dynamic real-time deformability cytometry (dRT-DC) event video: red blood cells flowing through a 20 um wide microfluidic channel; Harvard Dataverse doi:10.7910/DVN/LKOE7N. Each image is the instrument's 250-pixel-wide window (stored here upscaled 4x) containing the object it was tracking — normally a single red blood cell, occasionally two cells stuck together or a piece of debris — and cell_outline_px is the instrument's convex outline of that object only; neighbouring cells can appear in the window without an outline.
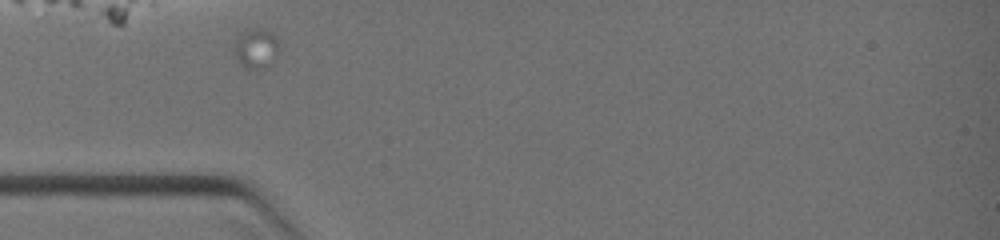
{"species": "common noctule bat (a hibernating species)", "species_latin": "Nyctalus noctula", "temperature_condition": "warm", "stored_images_in_passage": 4, "camera_frame_rate_fps": 3000, "um_per_image_px": 0.085, "animal": {"sex": "female", "body_mass_g": 19.0, "forearm_length_mm": 51.5}, "frame": {"image": 1, "passage_image": 1, "time_ms": 0.0, "image_size_px": [1000, 240], "cell_outline_px": [[280, 48], [272, 60], [264, 68], [244, 68], [236, 60], [232, 52], [232, 48], [240, 32], [252, 28], [264, 28], [280, 40]], "centroid_in_image_um": [21.73, 4.08], "position_along_channel_um": 63.3, "area_um2": 10.69}}